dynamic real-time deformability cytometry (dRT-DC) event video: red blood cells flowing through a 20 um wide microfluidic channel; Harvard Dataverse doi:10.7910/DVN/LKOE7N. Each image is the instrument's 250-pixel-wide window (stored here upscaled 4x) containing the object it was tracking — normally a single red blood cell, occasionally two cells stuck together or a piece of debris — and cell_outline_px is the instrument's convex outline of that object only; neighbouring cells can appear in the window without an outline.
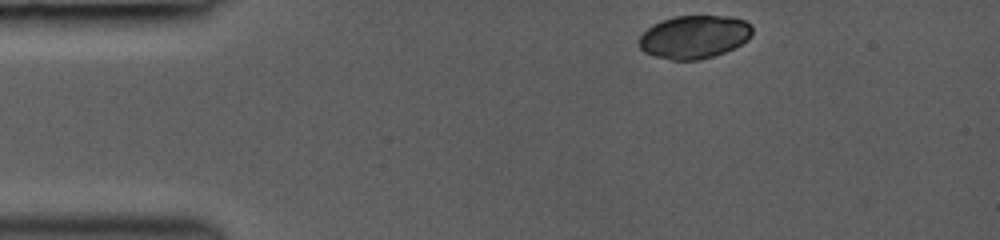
{"species": "common noctule bat (a hibernating species)", "species_latin": "Nyctalus noctula", "temperature_condition": "room temperature", "stored_images_in_passage": 18, "camera_frame_rate_fps": 3000, "um_per_image_px": 0.085, "animal": {"sex": "female", "body_mass_g": 19.0, "forearm_length_mm": 53.3}, "frame": {"image": 1, "passage_image": 1, "time_ms": 0.0, "image_size_px": [1000, 240], "cell_outline_px": [[752, 36], [748, 40], [724, 52], [700, 60], [672, 60], [656, 56], [644, 52], [640, 48], [640, 36], [652, 24], [676, 16], [732, 16], [744, 20], [752, 24]], "centroid_in_image_um": [59.04, 3.13], "position_along_channel_um": 26.0, "area_um2": 28.38}}
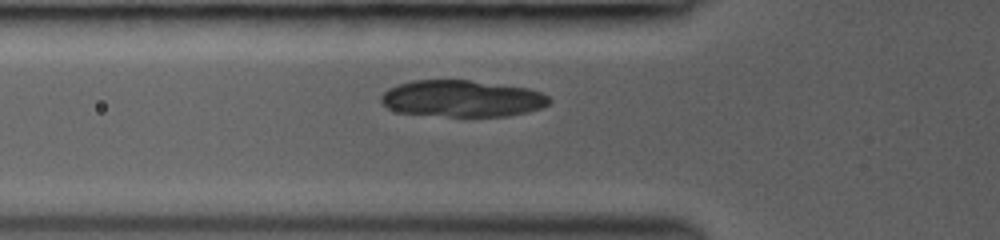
{"frame": {"image": 2, "passage_image": 8, "time_ms": 3.0, "image_size_px": [1000, 240], "cell_outline_px": [[552, 100], [544, 108], [528, 112], [508, 116], [448, 116], [400, 112], [388, 108], [380, 100], [380, 96], [388, 88], [412, 80], [468, 80], [528, 88], [540, 92], [548, 96]], "centroid_in_image_um": [39.31, 8.38], "position_along_channel_um": 86.5, "area_um2": 35.84}}